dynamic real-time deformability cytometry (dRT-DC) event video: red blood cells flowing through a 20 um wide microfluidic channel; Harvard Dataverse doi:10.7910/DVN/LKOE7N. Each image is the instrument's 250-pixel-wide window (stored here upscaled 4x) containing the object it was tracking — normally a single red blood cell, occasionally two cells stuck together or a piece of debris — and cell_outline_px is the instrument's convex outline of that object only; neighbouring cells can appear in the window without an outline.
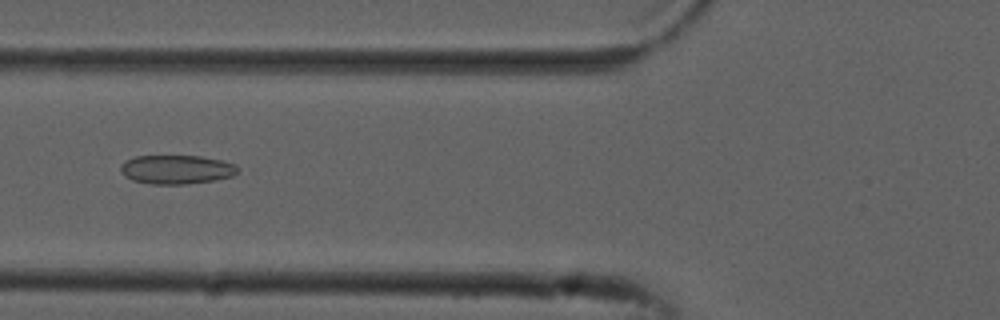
{"species": "common noctule bat (a hibernating species)", "species_latin": "Nyctalus noctula", "temperature_condition": "cold", "stored_images_in_passage": 53, "camera_frame_rate_fps": 3000, "um_per_image_px": 0.085, "animal": {"sex": "male", "forearm_length_mm": 52.5}, "frame": {"image": 1, "passage_image": 20, "time_ms": 6.333, "image_size_px": [1000, 320], "cell_outline_px": [[240, 168], [232, 176], [216, 180], [188, 184], [152, 184], [132, 180], [124, 176], [120, 172], [120, 168], [128, 160], [136, 156], [200, 156], [220, 160], [236, 164]], "centroid_in_image_um": [15.03, 14.41], "position_along_channel_um": 110.8, "area_um2": 19.71}}
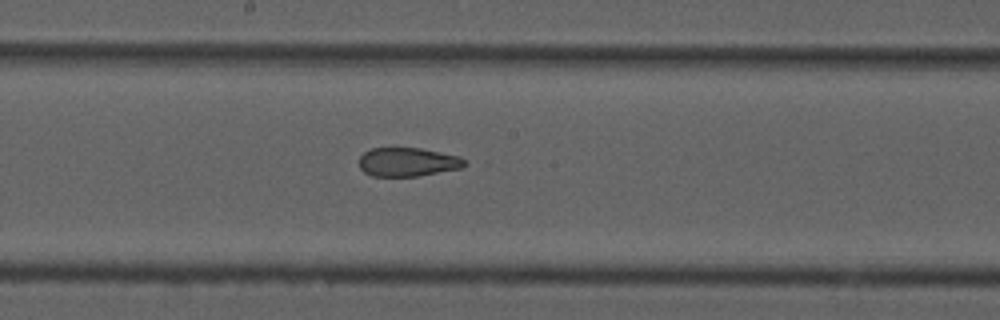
{"frame": {"image": 2, "passage_image": 28, "time_ms": 9.0, "image_size_px": [1000, 320], "cell_outline_px": [[472, 164], [464, 168], [416, 176], [372, 176], [364, 172], [360, 168], [360, 156], [364, 152], [372, 148], [396, 144], [420, 148], [460, 156], [468, 160]], "centroid_in_image_um": [34.71, 13.72], "position_along_channel_um": 213.5, "area_um2": 18.67}}
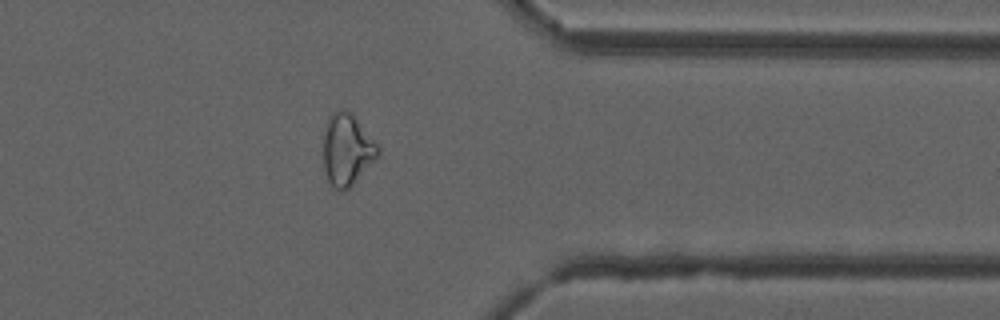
{"frame": {"image": 3, "passage_image": 42, "time_ms": 13.667, "image_size_px": [1000, 320], "cell_outline_px": [[380, 156], [348, 188], [340, 192], [328, 180], [324, 168], [324, 124], [328, 116], [332, 112], [344, 108], [352, 112], [356, 116], [380, 148]], "centroid_in_image_um": [29.51, 12.66], "position_along_channel_um": 381.9, "area_um2": 23.06}, "authors_computed_cell_mechanics": {"area_um2": 21.8484, "velocity_mm_per_s": 3.8471, "shape_relaxation_time_tau1_ms": null, "shape_relaxation_time_tau2_ms": 1.6133, "deformation_change_tau1": null, "deformation_change_tau2": 0.0781}}